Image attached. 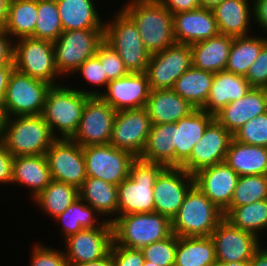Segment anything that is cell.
<instances>
[{"label":"cell","mask_w":267,"mask_h":266,"mask_svg":"<svg viewBox=\"0 0 267 266\" xmlns=\"http://www.w3.org/2000/svg\"><path fill=\"white\" fill-rule=\"evenodd\" d=\"M48 246L44 243L34 244L32 252L30 251L29 266H67L64 250Z\"/></svg>","instance_id":"cell-46"},{"label":"cell","mask_w":267,"mask_h":266,"mask_svg":"<svg viewBox=\"0 0 267 266\" xmlns=\"http://www.w3.org/2000/svg\"><path fill=\"white\" fill-rule=\"evenodd\" d=\"M267 112V88H251L244 97L228 103L215 119L232 135L249 120Z\"/></svg>","instance_id":"cell-23"},{"label":"cell","mask_w":267,"mask_h":266,"mask_svg":"<svg viewBox=\"0 0 267 266\" xmlns=\"http://www.w3.org/2000/svg\"><path fill=\"white\" fill-rule=\"evenodd\" d=\"M12 37L0 28V64L14 63V43Z\"/></svg>","instance_id":"cell-51"},{"label":"cell","mask_w":267,"mask_h":266,"mask_svg":"<svg viewBox=\"0 0 267 266\" xmlns=\"http://www.w3.org/2000/svg\"><path fill=\"white\" fill-rule=\"evenodd\" d=\"M56 139L41 115L7 117L3 143L14 157L44 155Z\"/></svg>","instance_id":"cell-7"},{"label":"cell","mask_w":267,"mask_h":266,"mask_svg":"<svg viewBox=\"0 0 267 266\" xmlns=\"http://www.w3.org/2000/svg\"><path fill=\"white\" fill-rule=\"evenodd\" d=\"M194 177L181 167H165L153 186L154 212L171 221L177 215Z\"/></svg>","instance_id":"cell-15"},{"label":"cell","mask_w":267,"mask_h":266,"mask_svg":"<svg viewBox=\"0 0 267 266\" xmlns=\"http://www.w3.org/2000/svg\"><path fill=\"white\" fill-rule=\"evenodd\" d=\"M214 73L190 67L175 82L173 90L196 109H201L208 97Z\"/></svg>","instance_id":"cell-35"},{"label":"cell","mask_w":267,"mask_h":266,"mask_svg":"<svg viewBox=\"0 0 267 266\" xmlns=\"http://www.w3.org/2000/svg\"><path fill=\"white\" fill-rule=\"evenodd\" d=\"M103 41L104 28L63 31L53 42L58 73L63 78L75 74L84 61L96 55Z\"/></svg>","instance_id":"cell-8"},{"label":"cell","mask_w":267,"mask_h":266,"mask_svg":"<svg viewBox=\"0 0 267 266\" xmlns=\"http://www.w3.org/2000/svg\"><path fill=\"white\" fill-rule=\"evenodd\" d=\"M6 121V112L4 110H0V143L4 141Z\"/></svg>","instance_id":"cell-58"},{"label":"cell","mask_w":267,"mask_h":266,"mask_svg":"<svg viewBox=\"0 0 267 266\" xmlns=\"http://www.w3.org/2000/svg\"><path fill=\"white\" fill-rule=\"evenodd\" d=\"M178 236L172 233L164 240L151 243L141 248L145 261L159 266H174Z\"/></svg>","instance_id":"cell-43"},{"label":"cell","mask_w":267,"mask_h":266,"mask_svg":"<svg viewBox=\"0 0 267 266\" xmlns=\"http://www.w3.org/2000/svg\"><path fill=\"white\" fill-rule=\"evenodd\" d=\"M9 0H0V28H3L8 13Z\"/></svg>","instance_id":"cell-57"},{"label":"cell","mask_w":267,"mask_h":266,"mask_svg":"<svg viewBox=\"0 0 267 266\" xmlns=\"http://www.w3.org/2000/svg\"><path fill=\"white\" fill-rule=\"evenodd\" d=\"M223 0H200L201 7L206 9H213L215 6L219 5Z\"/></svg>","instance_id":"cell-59"},{"label":"cell","mask_w":267,"mask_h":266,"mask_svg":"<svg viewBox=\"0 0 267 266\" xmlns=\"http://www.w3.org/2000/svg\"><path fill=\"white\" fill-rule=\"evenodd\" d=\"M60 83L62 84L48 90L41 116L56 138L71 139L79 128L87 99L90 96H99L102 91L95 87L90 91L82 87L76 89L71 85L70 88L63 81Z\"/></svg>","instance_id":"cell-1"},{"label":"cell","mask_w":267,"mask_h":266,"mask_svg":"<svg viewBox=\"0 0 267 266\" xmlns=\"http://www.w3.org/2000/svg\"><path fill=\"white\" fill-rule=\"evenodd\" d=\"M245 78L252 88H267V43L251 64Z\"/></svg>","instance_id":"cell-48"},{"label":"cell","mask_w":267,"mask_h":266,"mask_svg":"<svg viewBox=\"0 0 267 266\" xmlns=\"http://www.w3.org/2000/svg\"><path fill=\"white\" fill-rule=\"evenodd\" d=\"M173 33L176 43L194 44L219 34L212 9L199 7L173 14Z\"/></svg>","instance_id":"cell-22"},{"label":"cell","mask_w":267,"mask_h":266,"mask_svg":"<svg viewBox=\"0 0 267 266\" xmlns=\"http://www.w3.org/2000/svg\"><path fill=\"white\" fill-rule=\"evenodd\" d=\"M192 66L189 44L175 43L151 54L146 69L150 90L173 89L176 80Z\"/></svg>","instance_id":"cell-11"},{"label":"cell","mask_w":267,"mask_h":266,"mask_svg":"<svg viewBox=\"0 0 267 266\" xmlns=\"http://www.w3.org/2000/svg\"><path fill=\"white\" fill-rule=\"evenodd\" d=\"M143 266H159V265H157V264H154V263H152V262H149V261H144V264H143Z\"/></svg>","instance_id":"cell-61"},{"label":"cell","mask_w":267,"mask_h":266,"mask_svg":"<svg viewBox=\"0 0 267 266\" xmlns=\"http://www.w3.org/2000/svg\"><path fill=\"white\" fill-rule=\"evenodd\" d=\"M52 180L79 189L87 178L82 147L72 139L57 138L45 153Z\"/></svg>","instance_id":"cell-13"},{"label":"cell","mask_w":267,"mask_h":266,"mask_svg":"<svg viewBox=\"0 0 267 266\" xmlns=\"http://www.w3.org/2000/svg\"><path fill=\"white\" fill-rule=\"evenodd\" d=\"M108 21V22H107ZM104 24V41L120 56L128 72H146L150 53L133 20L119 8Z\"/></svg>","instance_id":"cell-5"},{"label":"cell","mask_w":267,"mask_h":266,"mask_svg":"<svg viewBox=\"0 0 267 266\" xmlns=\"http://www.w3.org/2000/svg\"><path fill=\"white\" fill-rule=\"evenodd\" d=\"M105 89L99 96L117 112L145 107L150 93L146 72H129L110 80Z\"/></svg>","instance_id":"cell-20"},{"label":"cell","mask_w":267,"mask_h":266,"mask_svg":"<svg viewBox=\"0 0 267 266\" xmlns=\"http://www.w3.org/2000/svg\"><path fill=\"white\" fill-rule=\"evenodd\" d=\"M215 119L203 109H195L175 123V167H180L191 155L207 126Z\"/></svg>","instance_id":"cell-25"},{"label":"cell","mask_w":267,"mask_h":266,"mask_svg":"<svg viewBox=\"0 0 267 266\" xmlns=\"http://www.w3.org/2000/svg\"><path fill=\"white\" fill-rule=\"evenodd\" d=\"M56 2L63 31L104 28L105 21L99 10H96L98 9L96 0H56Z\"/></svg>","instance_id":"cell-31"},{"label":"cell","mask_w":267,"mask_h":266,"mask_svg":"<svg viewBox=\"0 0 267 266\" xmlns=\"http://www.w3.org/2000/svg\"><path fill=\"white\" fill-rule=\"evenodd\" d=\"M223 213L224 218L233 226L251 232L261 240L260 236L267 233V199L248 205L228 207Z\"/></svg>","instance_id":"cell-38"},{"label":"cell","mask_w":267,"mask_h":266,"mask_svg":"<svg viewBox=\"0 0 267 266\" xmlns=\"http://www.w3.org/2000/svg\"><path fill=\"white\" fill-rule=\"evenodd\" d=\"M172 14L201 7L200 0H159Z\"/></svg>","instance_id":"cell-52"},{"label":"cell","mask_w":267,"mask_h":266,"mask_svg":"<svg viewBox=\"0 0 267 266\" xmlns=\"http://www.w3.org/2000/svg\"><path fill=\"white\" fill-rule=\"evenodd\" d=\"M78 193L79 197L106 222L112 223L118 217L117 185L102 179L87 177L78 189Z\"/></svg>","instance_id":"cell-29"},{"label":"cell","mask_w":267,"mask_h":266,"mask_svg":"<svg viewBox=\"0 0 267 266\" xmlns=\"http://www.w3.org/2000/svg\"><path fill=\"white\" fill-rule=\"evenodd\" d=\"M113 241L127 248L141 249L172 234L169 218L156 212L118 216L112 222Z\"/></svg>","instance_id":"cell-6"},{"label":"cell","mask_w":267,"mask_h":266,"mask_svg":"<svg viewBox=\"0 0 267 266\" xmlns=\"http://www.w3.org/2000/svg\"><path fill=\"white\" fill-rule=\"evenodd\" d=\"M251 88L244 76L226 70L214 73L209 97L201 109L215 116L228 103L244 97Z\"/></svg>","instance_id":"cell-28"},{"label":"cell","mask_w":267,"mask_h":266,"mask_svg":"<svg viewBox=\"0 0 267 266\" xmlns=\"http://www.w3.org/2000/svg\"><path fill=\"white\" fill-rule=\"evenodd\" d=\"M212 11L220 34L240 37L254 31L253 0H223Z\"/></svg>","instance_id":"cell-24"},{"label":"cell","mask_w":267,"mask_h":266,"mask_svg":"<svg viewBox=\"0 0 267 266\" xmlns=\"http://www.w3.org/2000/svg\"><path fill=\"white\" fill-rule=\"evenodd\" d=\"M193 177L194 185L222 212L230 206L239 175L226 162L203 168Z\"/></svg>","instance_id":"cell-21"},{"label":"cell","mask_w":267,"mask_h":266,"mask_svg":"<svg viewBox=\"0 0 267 266\" xmlns=\"http://www.w3.org/2000/svg\"><path fill=\"white\" fill-rule=\"evenodd\" d=\"M51 87L44 81L14 69L3 99L7 117L41 115L46 95Z\"/></svg>","instance_id":"cell-10"},{"label":"cell","mask_w":267,"mask_h":266,"mask_svg":"<svg viewBox=\"0 0 267 266\" xmlns=\"http://www.w3.org/2000/svg\"><path fill=\"white\" fill-rule=\"evenodd\" d=\"M109 252L113 260V266H143L145 261L140 249L120 246L114 241Z\"/></svg>","instance_id":"cell-49"},{"label":"cell","mask_w":267,"mask_h":266,"mask_svg":"<svg viewBox=\"0 0 267 266\" xmlns=\"http://www.w3.org/2000/svg\"><path fill=\"white\" fill-rule=\"evenodd\" d=\"M51 181L52 177L45 154L14 157L12 184L29 188L31 200L39 195Z\"/></svg>","instance_id":"cell-27"},{"label":"cell","mask_w":267,"mask_h":266,"mask_svg":"<svg viewBox=\"0 0 267 266\" xmlns=\"http://www.w3.org/2000/svg\"><path fill=\"white\" fill-rule=\"evenodd\" d=\"M164 168L139 157L131 162L129 176L117 186L118 216L154 212L153 186Z\"/></svg>","instance_id":"cell-3"},{"label":"cell","mask_w":267,"mask_h":266,"mask_svg":"<svg viewBox=\"0 0 267 266\" xmlns=\"http://www.w3.org/2000/svg\"><path fill=\"white\" fill-rule=\"evenodd\" d=\"M80 72V73H79ZM76 74L74 75V78H76L75 75H80L81 78L85 81V83L89 86L94 85L95 87L99 89V86L102 87L100 89L105 90L107 87V84L109 83V79L107 78V75L104 74V69L101 64V61L99 58L94 55L90 58H88L86 61H84L78 69L75 71Z\"/></svg>","instance_id":"cell-47"},{"label":"cell","mask_w":267,"mask_h":266,"mask_svg":"<svg viewBox=\"0 0 267 266\" xmlns=\"http://www.w3.org/2000/svg\"><path fill=\"white\" fill-rule=\"evenodd\" d=\"M224 213L196 186L186 194L172 219V233L182 237L211 236Z\"/></svg>","instance_id":"cell-4"},{"label":"cell","mask_w":267,"mask_h":266,"mask_svg":"<svg viewBox=\"0 0 267 266\" xmlns=\"http://www.w3.org/2000/svg\"><path fill=\"white\" fill-rule=\"evenodd\" d=\"M63 32L56 0H37L34 38L56 41Z\"/></svg>","instance_id":"cell-41"},{"label":"cell","mask_w":267,"mask_h":266,"mask_svg":"<svg viewBox=\"0 0 267 266\" xmlns=\"http://www.w3.org/2000/svg\"><path fill=\"white\" fill-rule=\"evenodd\" d=\"M37 21V0H9L7 19L3 26L12 39L33 37Z\"/></svg>","instance_id":"cell-36"},{"label":"cell","mask_w":267,"mask_h":266,"mask_svg":"<svg viewBox=\"0 0 267 266\" xmlns=\"http://www.w3.org/2000/svg\"><path fill=\"white\" fill-rule=\"evenodd\" d=\"M14 156L0 143V184L12 185Z\"/></svg>","instance_id":"cell-50"},{"label":"cell","mask_w":267,"mask_h":266,"mask_svg":"<svg viewBox=\"0 0 267 266\" xmlns=\"http://www.w3.org/2000/svg\"><path fill=\"white\" fill-rule=\"evenodd\" d=\"M250 266H267V247L263 244L256 250L250 260Z\"/></svg>","instance_id":"cell-55"},{"label":"cell","mask_w":267,"mask_h":266,"mask_svg":"<svg viewBox=\"0 0 267 266\" xmlns=\"http://www.w3.org/2000/svg\"><path fill=\"white\" fill-rule=\"evenodd\" d=\"M175 149V123L152 125L139 158L164 167H175Z\"/></svg>","instance_id":"cell-33"},{"label":"cell","mask_w":267,"mask_h":266,"mask_svg":"<svg viewBox=\"0 0 267 266\" xmlns=\"http://www.w3.org/2000/svg\"><path fill=\"white\" fill-rule=\"evenodd\" d=\"M116 113L100 96H90L83 108L79 128L71 139L81 147L109 144Z\"/></svg>","instance_id":"cell-14"},{"label":"cell","mask_w":267,"mask_h":266,"mask_svg":"<svg viewBox=\"0 0 267 266\" xmlns=\"http://www.w3.org/2000/svg\"><path fill=\"white\" fill-rule=\"evenodd\" d=\"M78 197V189L75 186L52 180L32 202L34 201L47 217L54 219L66 211Z\"/></svg>","instance_id":"cell-40"},{"label":"cell","mask_w":267,"mask_h":266,"mask_svg":"<svg viewBox=\"0 0 267 266\" xmlns=\"http://www.w3.org/2000/svg\"><path fill=\"white\" fill-rule=\"evenodd\" d=\"M74 266H113V260L111 257L110 252L102 259L92 261V262H87L83 264H77Z\"/></svg>","instance_id":"cell-56"},{"label":"cell","mask_w":267,"mask_h":266,"mask_svg":"<svg viewBox=\"0 0 267 266\" xmlns=\"http://www.w3.org/2000/svg\"><path fill=\"white\" fill-rule=\"evenodd\" d=\"M96 56L101 61L104 74L109 80L124 77L129 73L118 53L105 41L99 45Z\"/></svg>","instance_id":"cell-45"},{"label":"cell","mask_w":267,"mask_h":266,"mask_svg":"<svg viewBox=\"0 0 267 266\" xmlns=\"http://www.w3.org/2000/svg\"><path fill=\"white\" fill-rule=\"evenodd\" d=\"M267 199V175L239 176L229 207Z\"/></svg>","instance_id":"cell-42"},{"label":"cell","mask_w":267,"mask_h":266,"mask_svg":"<svg viewBox=\"0 0 267 266\" xmlns=\"http://www.w3.org/2000/svg\"><path fill=\"white\" fill-rule=\"evenodd\" d=\"M151 120L145 107L118 111L115 115L110 145L140 157L148 134Z\"/></svg>","instance_id":"cell-16"},{"label":"cell","mask_w":267,"mask_h":266,"mask_svg":"<svg viewBox=\"0 0 267 266\" xmlns=\"http://www.w3.org/2000/svg\"><path fill=\"white\" fill-rule=\"evenodd\" d=\"M253 21L267 36V0L253 1Z\"/></svg>","instance_id":"cell-53"},{"label":"cell","mask_w":267,"mask_h":266,"mask_svg":"<svg viewBox=\"0 0 267 266\" xmlns=\"http://www.w3.org/2000/svg\"><path fill=\"white\" fill-rule=\"evenodd\" d=\"M87 177L102 179L119 185L129 176L131 162L136 158L131 153L110 144L82 147Z\"/></svg>","instance_id":"cell-12"},{"label":"cell","mask_w":267,"mask_h":266,"mask_svg":"<svg viewBox=\"0 0 267 266\" xmlns=\"http://www.w3.org/2000/svg\"><path fill=\"white\" fill-rule=\"evenodd\" d=\"M14 69L51 86L61 85L56 81L63 77L55 64L53 41L24 37L14 43Z\"/></svg>","instance_id":"cell-9"},{"label":"cell","mask_w":267,"mask_h":266,"mask_svg":"<svg viewBox=\"0 0 267 266\" xmlns=\"http://www.w3.org/2000/svg\"><path fill=\"white\" fill-rule=\"evenodd\" d=\"M121 9L136 24L145 49L154 54L176 43L173 14L159 0H128Z\"/></svg>","instance_id":"cell-2"},{"label":"cell","mask_w":267,"mask_h":266,"mask_svg":"<svg viewBox=\"0 0 267 266\" xmlns=\"http://www.w3.org/2000/svg\"><path fill=\"white\" fill-rule=\"evenodd\" d=\"M232 139L233 135L214 119L194 145L190 157L180 167L193 175L203 168L225 162Z\"/></svg>","instance_id":"cell-19"},{"label":"cell","mask_w":267,"mask_h":266,"mask_svg":"<svg viewBox=\"0 0 267 266\" xmlns=\"http://www.w3.org/2000/svg\"><path fill=\"white\" fill-rule=\"evenodd\" d=\"M67 266H74L104 258L113 242L112 223L104 222L100 227L83 229L64 241Z\"/></svg>","instance_id":"cell-17"},{"label":"cell","mask_w":267,"mask_h":266,"mask_svg":"<svg viewBox=\"0 0 267 266\" xmlns=\"http://www.w3.org/2000/svg\"><path fill=\"white\" fill-rule=\"evenodd\" d=\"M233 37L218 34L207 40L191 44L193 67L212 73L225 70Z\"/></svg>","instance_id":"cell-30"},{"label":"cell","mask_w":267,"mask_h":266,"mask_svg":"<svg viewBox=\"0 0 267 266\" xmlns=\"http://www.w3.org/2000/svg\"><path fill=\"white\" fill-rule=\"evenodd\" d=\"M215 244L210 236H178L174 266H215Z\"/></svg>","instance_id":"cell-34"},{"label":"cell","mask_w":267,"mask_h":266,"mask_svg":"<svg viewBox=\"0 0 267 266\" xmlns=\"http://www.w3.org/2000/svg\"><path fill=\"white\" fill-rule=\"evenodd\" d=\"M248 36L233 37L226 71L246 76L251 64L259 56L263 46L267 43L266 36L253 33Z\"/></svg>","instance_id":"cell-39"},{"label":"cell","mask_w":267,"mask_h":266,"mask_svg":"<svg viewBox=\"0 0 267 266\" xmlns=\"http://www.w3.org/2000/svg\"><path fill=\"white\" fill-rule=\"evenodd\" d=\"M145 108L152 125L176 123L196 109L173 89L150 90Z\"/></svg>","instance_id":"cell-26"},{"label":"cell","mask_w":267,"mask_h":266,"mask_svg":"<svg viewBox=\"0 0 267 266\" xmlns=\"http://www.w3.org/2000/svg\"><path fill=\"white\" fill-rule=\"evenodd\" d=\"M215 244L217 262H244L253 258L263 240L251 232L238 229L225 218L210 236Z\"/></svg>","instance_id":"cell-18"},{"label":"cell","mask_w":267,"mask_h":266,"mask_svg":"<svg viewBox=\"0 0 267 266\" xmlns=\"http://www.w3.org/2000/svg\"><path fill=\"white\" fill-rule=\"evenodd\" d=\"M14 64H0V97L4 99Z\"/></svg>","instance_id":"cell-54"},{"label":"cell","mask_w":267,"mask_h":266,"mask_svg":"<svg viewBox=\"0 0 267 266\" xmlns=\"http://www.w3.org/2000/svg\"><path fill=\"white\" fill-rule=\"evenodd\" d=\"M53 220L59 225L62 224V228L60 227L59 231H61L60 234L62 233V238L64 237L63 240L83 229L100 227L105 222V220H103L100 215L80 197L75 199L66 211L55 217Z\"/></svg>","instance_id":"cell-37"},{"label":"cell","mask_w":267,"mask_h":266,"mask_svg":"<svg viewBox=\"0 0 267 266\" xmlns=\"http://www.w3.org/2000/svg\"><path fill=\"white\" fill-rule=\"evenodd\" d=\"M225 162L239 175H267V148L231 140Z\"/></svg>","instance_id":"cell-32"},{"label":"cell","mask_w":267,"mask_h":266,"mask_svg":"<svg viewBox=\"0 0 267 266\" xmlns=\"http://www.w3.org/2000/svg\"><path fill=\"white\" fill-rule=\"evenodd\" d=\"M0 110H4L3 99L0 97Z\"/></svg>","instance_id":"cell-62"},{"label":"cell","mask_w":267,"mask_h":266,"mask_svg":"<svg viewBox=\"0 0 267 266\" xmlns=\"http://www.w3.org/2000/svg\"><path fill=\"white\" fill-rule=\"evenodd\" d=\"M215 266H250V261L244 262H217Z\"/></svg>","instance_id":"cell-60"},{"label":"cell","mask_w":267,"mask_h":266,"mask_svg":"<svg viewBox=\"0 0 267 266\" xmlns=\"http://www.w3.org/2000/svg\"><path fill=\"white\" fill-rule=\"evenodd\" d=\"M233 138L244 144L267 148V112L246 122Z\"/></svg>","instance_id":"cell-44"}]
</instances>
